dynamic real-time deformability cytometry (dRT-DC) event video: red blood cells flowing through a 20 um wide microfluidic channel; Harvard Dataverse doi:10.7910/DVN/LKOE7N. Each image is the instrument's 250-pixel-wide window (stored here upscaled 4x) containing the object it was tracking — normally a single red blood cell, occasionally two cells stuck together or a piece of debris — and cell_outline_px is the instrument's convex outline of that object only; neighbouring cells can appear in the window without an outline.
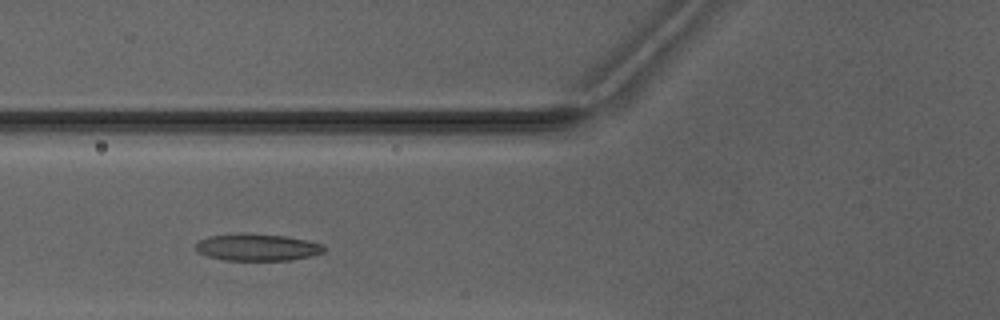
{"species": "Egyptian fruit bat (a non-hibernating species)", "species_latin": "Rousettus aegyptiacus", "temperature_condition": "warm", "stored_images_in_passage": 5, "camera_frame_rate_fps": 3000, "um_per_image_px": 0.085, "animal": {"sex": "male"}, "frame": {"image": 1, "passage_image": 3, "time_ms": 2.333, "image_size_px": [1000, 320], "cell_outline_px": [[324, 252], [312, 256], [288, 260], [224, 260], [208, 256], [196, 252], [196, 244], [200, 240], [208, 236], [240, 232], [284, 236], [308, 240], [320, 244], [324, 248]], "centroid_in_image_um": [21.83, 21.01], "position_along_channel_um": 104.0, "area_um2": 20.23}}
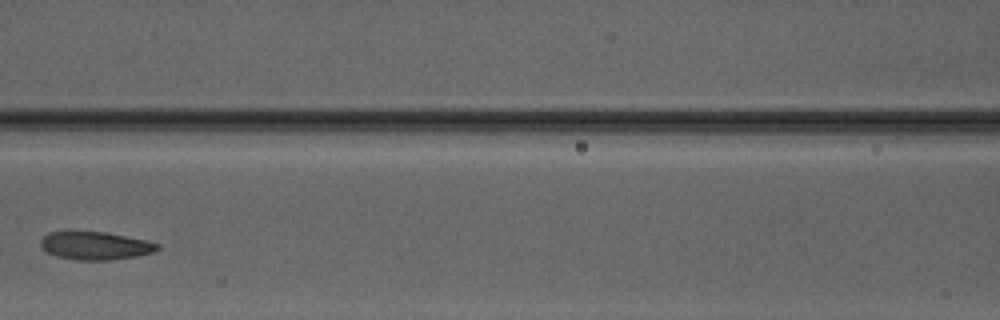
{"frame": {"image": 2, "passage_image": 4, "time_ms": 3.667, "image_size_px": [1000, 320], "cell_outline_px": [[160, 248], [152, 252], [136, 256], [112, 260], [76, 260], [56, 256], [48, 252], [40, 244], [40, 240], [48, 232], [104, 232], [144, 240], [160, 244]], "centroid_in_image_um": [8.09, 20.89], "position_along_channel_um": 158.5, "area_um2": 18.79}}
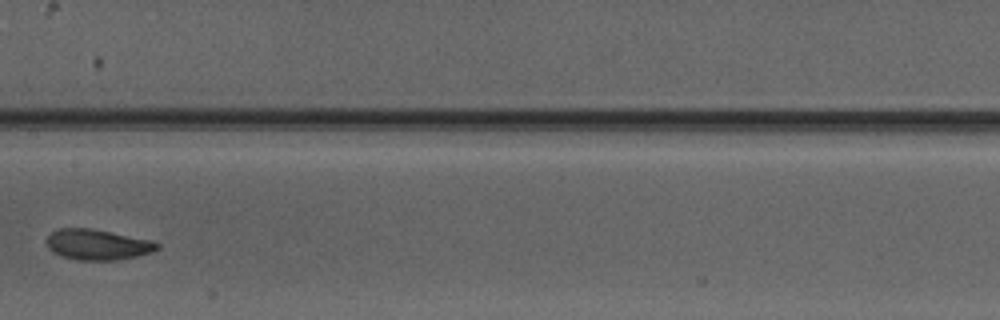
{"frame": {"image": 3, "passage_image": 5, "time_ms": 4.667, "image_size_px": [1000, 320], "cell_outline_px": [[160, 248], [152, 252], [136, 256], [116, 260], [76, 260], [60, 256], [52, 252], [48, 248], [48, 236], [52, 232], [60, 228], [92, 228], [112, 232], [148, 240], [160, 244]], "centroid_in_image_um": [8.27, 20.8], "position_along_channel_um": 199.1, "area_um2": 19.59}}